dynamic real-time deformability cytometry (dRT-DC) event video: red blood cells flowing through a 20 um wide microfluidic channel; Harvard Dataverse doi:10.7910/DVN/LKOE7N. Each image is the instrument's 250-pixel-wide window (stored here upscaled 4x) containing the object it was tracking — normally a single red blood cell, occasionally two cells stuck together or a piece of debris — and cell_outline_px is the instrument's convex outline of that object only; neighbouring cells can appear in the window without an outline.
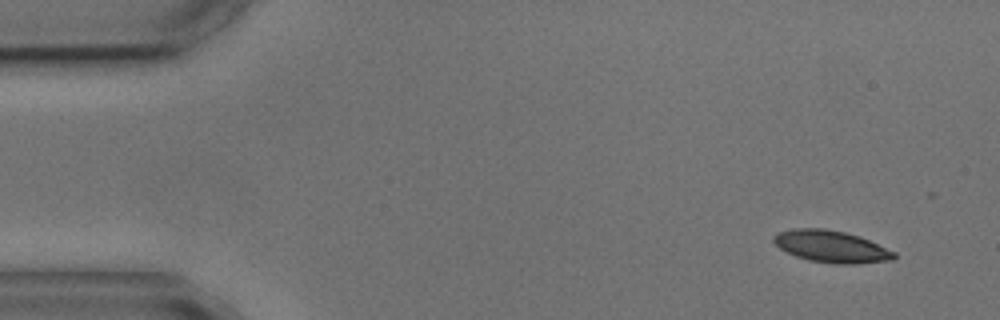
{"species": "common noctule bat (a hibernating species)", "species_latin": "Nyctalus noctula", "temperature_condition": "cold", "stored_images_in_passage": 4, "camera_frame_rate_fps": 3000, "um_per_image_px": 0.085, "animal": {"sex": "male", "body_mass_g": 17.9, "forearm_length_mm": 54.2}, "frame": {"image": 1, "passage_image": 1, "time_ms": 0.0, "image_size_px": [1000, 320], "cell_outline_px": [[896, 256], [892, 260], [856, 264], [836, 264], [808, 260], [796, 256], [780, 248], [772, 240], [772, 236], [780, 232], [792, 228], [824, 228], [844, 232], [860, 236], [896, 252]], "centroid_in_image_um": [70.67, 20.95], "position_along_channel_um": 14.3, "area_um2": 22.43}}
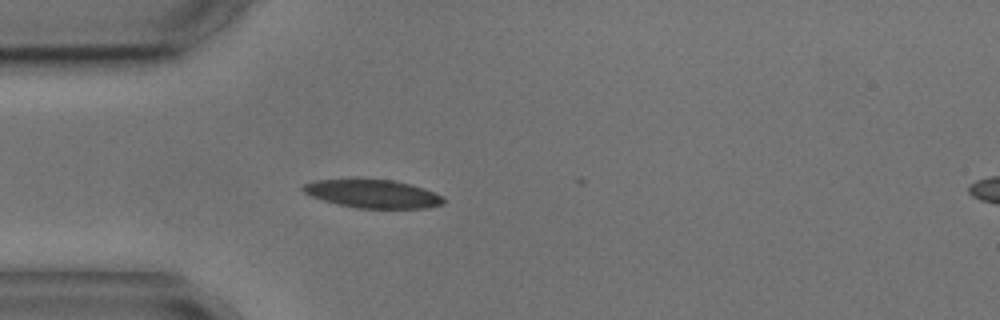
{"frame": {"image": 2, "passage_image": 4, "time_ms": 3.667, "image_size_px": [1000, 320], "cell_outline_px": [[444, 204], [428, 208], [356, 208], [324, 200], [312, 196], [304, 192], [300, 188], [304, 184], [316, 180], [356, 176], [392, 180], [424, 188], [444, 196]], "centroid_in_image_um": [31.66, 16.43], "position_along_channel_um": 53.3, "area_um2": 23.87}}